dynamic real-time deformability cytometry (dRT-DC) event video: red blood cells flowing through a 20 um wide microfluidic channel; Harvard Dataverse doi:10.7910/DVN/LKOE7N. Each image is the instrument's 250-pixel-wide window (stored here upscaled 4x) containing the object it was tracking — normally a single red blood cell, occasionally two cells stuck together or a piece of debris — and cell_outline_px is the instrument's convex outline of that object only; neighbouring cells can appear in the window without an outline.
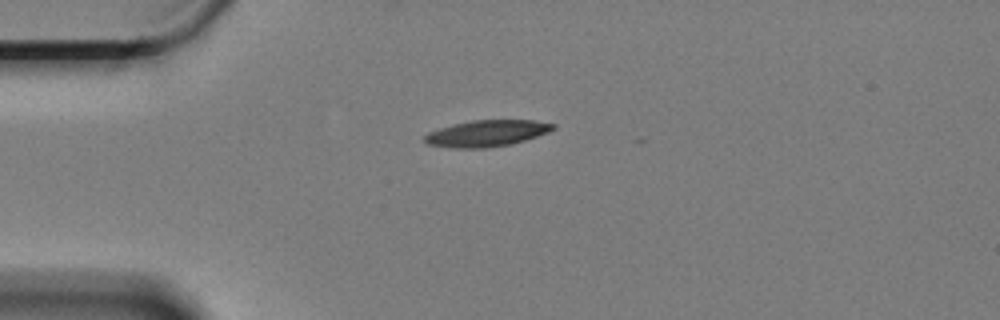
{"species": "Egyptian fruit bat (a non-hibernating species)", "species_latin": "Rousettus aegyptiacus", "temperature_condition": "cold", "stored_images_in_passage": 11, "camera_frame_rate_fps": 3000, "um_per_image_px": 0.085, "animal": {"sex": "female"}, "frame": {"image": 1, "passage_image": 1, "time_ms": 0.0, "image_size_px": [1000, 320], "cell_outline_px": [[556, 128], [548, 132], [524, 140], [508, 144], [484, 148], [456, 148], [428, 144], [424, 140], [424, 136], [428, 132], [452, 124], [472, 120], [532, 120], [556, 124]], "centroid_in_image_um": [41.36, 11.32], "position_along_channel_um": 43.6, "area_um2": 19.54}}
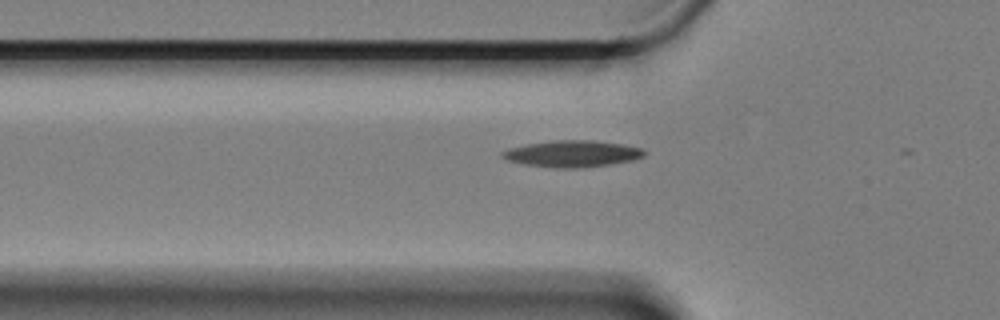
{"frame": {"image": 2, "passage_image": 6, "time_ms": 1.667, "image_size_px": [1000, 320], "cell_outline_px": [[648, 152], [644, 156], [632, 160], [584, 168], [556, 168], [524, 164], [508, 160], [500, 152], [512, 148], [528, 144], [552, 140], [592, 140], [624, 144], [640, 148]], "centroid_in_image_um": [48.69, 13.06], "position_along_channel_um": 77.1, "area_um2": 21.79}}
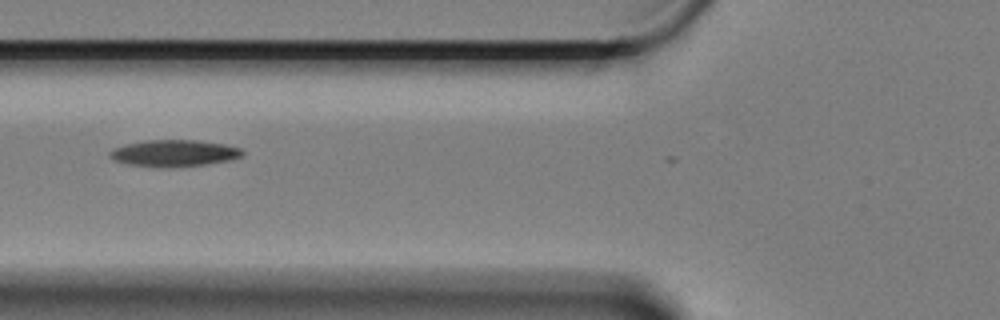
{"frame": {"image": 3, "passage_image": 9, "time_ms": 2.667, "image_size_px": [1000, 320], "cell_outline_px": [[244, 152], [240, 156], [228, 160], [204, 164], [172, 168], [156, 168], [128, 164], [116, 160], [108, 156], [108, 152], [112, 148], [144, 140], [196, 140], [224, 144], [240, 148]], "centroid_in_image_um": [14.74, 13.03], "position_along_channel_um": 111.1, "area_um2": 20.63}}